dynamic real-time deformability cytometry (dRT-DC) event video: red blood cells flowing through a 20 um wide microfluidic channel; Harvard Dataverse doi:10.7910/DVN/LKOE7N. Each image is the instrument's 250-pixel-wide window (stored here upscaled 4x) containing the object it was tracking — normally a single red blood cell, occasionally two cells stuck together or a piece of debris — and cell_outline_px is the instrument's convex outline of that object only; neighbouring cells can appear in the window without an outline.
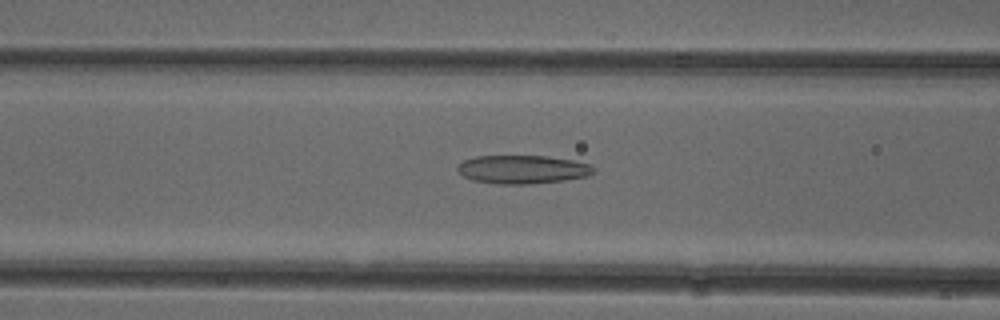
{"species": "common noctule bat (a hibernating species)", "species_latin": "Nyctalus noctula", "temperature_condition": "cold", "stored_images_in_passage": 47, "camera_frame_rate_fps": 3000, "um_per_image_px": 0.085, "animal": {"sex": "female"}, "frame": {"image": 1, "passage_image": 16, "time_ms": 5.0, "image_size_px": [1000, 320], "cell_outline_px": [[596, 168], [588, 176], [564, 180], [532, 184], [496, 184], [472, 180], [464, 176], [456, 168], [456, 164], [464, 160], [476, 156], [548, 156], [572, 160], [592, 164]], "centroid_in_image_um": [44.41, 14.4], "position_along_channel_um": 122.2, "area_um2": 22.72}}
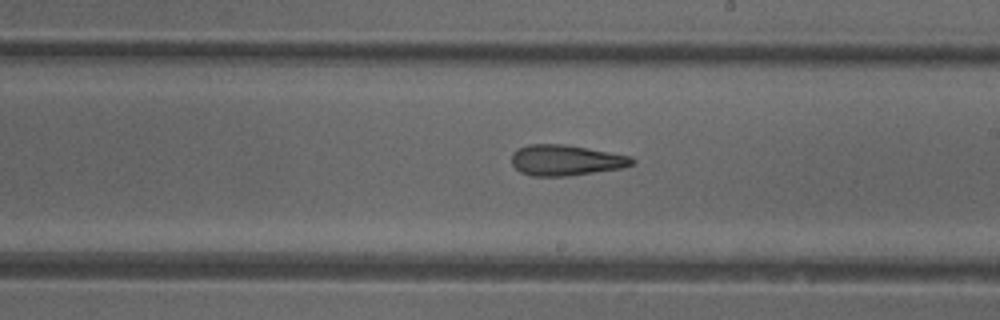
{"frame": {"image": 2, "passage_image": 25, "time_ms": 8.0, "image_size_px": [1000, 320], "cell_outline_px": [[636, 160], [632, 164], [624, 168], [568, 176], [532, 176], [520, 172], [512, 164], [512, 152], [516, 148], [528, 144], [568, 144], [632, 156]], "centroid_in_image_um": [48.1, 13.61], "position_along_channel_um": 240.9, "area_um2": 21.91}}
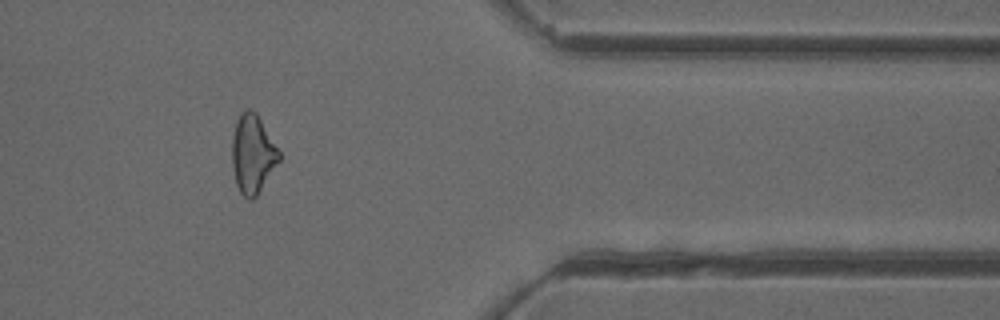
{"frame": {"image": 3, "passage_image": 38, "time_ms": 12.333, "image_size_px": [1000, 320], "cell_outline_px": [[280, 160], [256, 196], [252, 200], [248, 200], [240, 192], [236, 184], [232, 164], [232, 136], [236, 120], [240, 112], [248, 108], [252, 108], [256, 112], [280, 152]], "centroid_in_image_um": [21.46, 13.06], "position_along_channel_um": 389.9, "area_um2": 21.56}, "authors_computed_cell_mechanics": {"area_um2": 22.4842, "velocity_mm_per_s": 3.9511, "shape_relaxation_time_tau1_ms": null, "shape_relaxation_time_tau2_ms": 3.392, "deformation_change_tau1": null, "deformation_change_tau2": 0.1268}}